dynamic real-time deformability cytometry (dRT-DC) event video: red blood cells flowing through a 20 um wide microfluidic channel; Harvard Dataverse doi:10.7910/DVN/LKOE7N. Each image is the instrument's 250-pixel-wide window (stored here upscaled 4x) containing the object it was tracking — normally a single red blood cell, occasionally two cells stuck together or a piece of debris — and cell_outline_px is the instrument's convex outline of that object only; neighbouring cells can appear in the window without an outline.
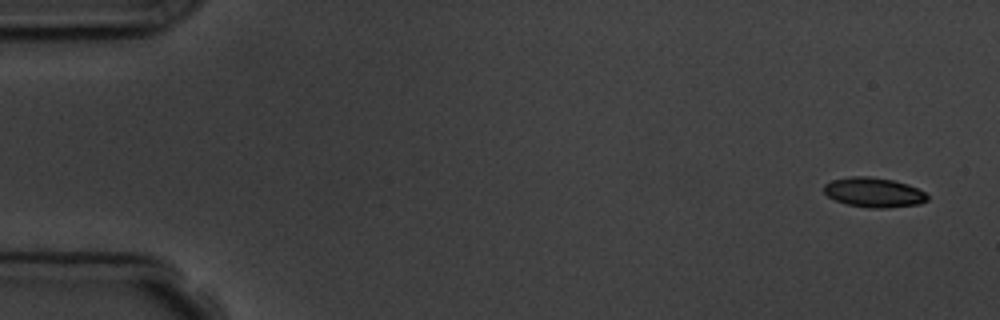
{"species": "common noctule bat (a hibernating species)", "species_latin": "Nyctalus noctula", "temperature_condition": "room temperature", "stored_images_in_passage": 5, "camera_frame_rate_fps": 3000, "um_per_image_px": 0.085, "animal": {"sex": "male", "body_mass_g": 19.5, "forearm_length_mm": 54.6}, "frame": {"image": 1, "passage_image": 1, "time_ms": 0.0, "image_size_px": [1000, 320], "cell_outline_px": [[928, 200], [920, 204], [884, 208], [868, 208], [848, 204], [836, 200], [828, 196], [824, 192], [824, 184], [832, 180], [848, 176], [872, 176], [892, 180], [908, 184], [924, 192], [928, 196]], "centroid_in_image_um": [74.27, 16.34], "position_along_channel_um": 10.7, "area_um2": 17.92}}
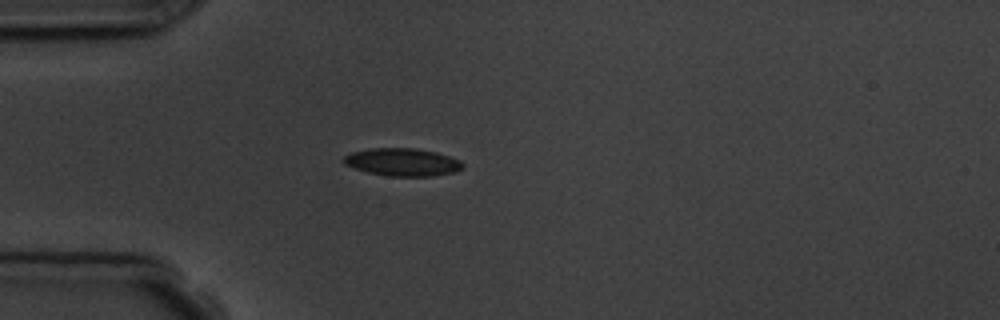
{"frame": {"image": 2, "passage_image": 5, "time_ms": 4.333, "image_size_px": [1000, 320], "cell_outline_px": [[464, 168], [456, 172], [432, 176], [388, 176], [368, 172], [344, 164], [344, 156], [352, 152], [372, 148], [416, 148], [436, 152], [460, 160], [464, 164]], "centroid_in_image_um": [34.26, 13.78], "position_along_channel_um": 50.7, "area_um2": 19.19}}